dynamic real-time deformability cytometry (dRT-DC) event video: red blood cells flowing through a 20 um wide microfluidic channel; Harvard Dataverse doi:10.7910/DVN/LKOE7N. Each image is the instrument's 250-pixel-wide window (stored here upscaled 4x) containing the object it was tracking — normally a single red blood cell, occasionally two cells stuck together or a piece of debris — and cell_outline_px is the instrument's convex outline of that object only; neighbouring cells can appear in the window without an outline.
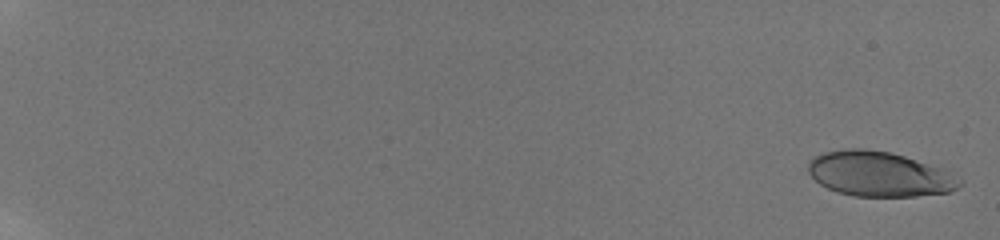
{"species": "human", "species_latin": "Homo sapiens", "temperature_condition": "room temperature", "stored_images_in_passage": 59, "camera_frame_rate_fps": 3000, "um_per_image_px": 0.085, "donor": {"sex": "male"}, "frame": {"image": 1, "passage_image": 2, "time_ms": 0.333, "image_size_px": [1000, 240], "cell_outline_px": [[964, 184], [952, 192], [916, 196], [852, 196], [836, 192], [820, 184], [808, 172], [808, 164], [816, 156], [824, 152], [844, 148], [864, 148], [892, 152], [940, 168], [964, 180]], "centroid_in_image_um": [74.76, 14.8], "position_along_channel_um": 10.2, "area_um2": 39.77}}
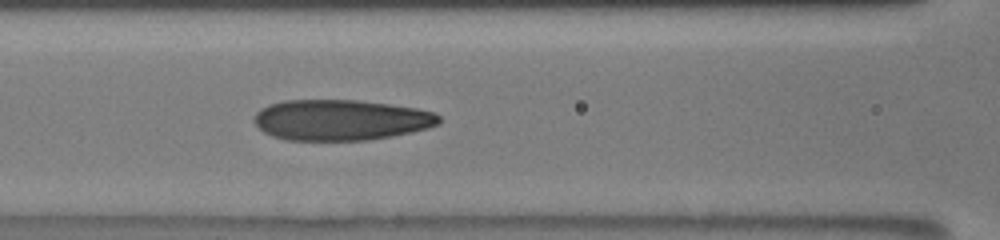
{"frame": {"image": 2, "passage_image": 31, "time_ms": 10.0, "image_size_px": [1000, 240], "cell_outline_px": [[440, 124], [428, 128], [412, 132], [392, 136], [368, 140], [288, 140], [272, 136], [264, 132], [252, 120], [256, 112], [260, 108], [268, 104], [284, 100], [356, 100], [388, 104], [416, 108], [436, 112], [440, 116]], "centroid_in_image_um": [28.97, 10.19], "position_along_channel_um": 137.6, "area_um2": 44.1}}
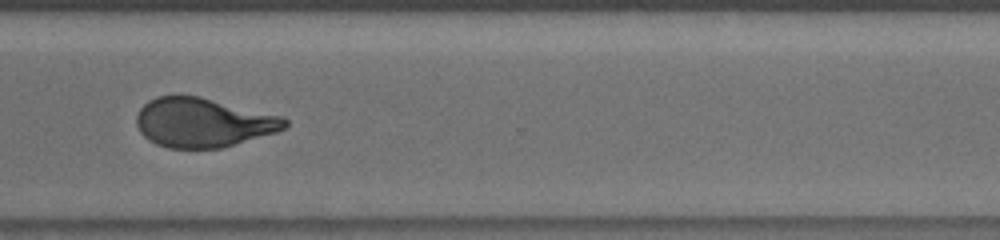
{"frame": {"image": 3, "passage_image": 48, "time_ms": 15.667, "image_size_px": [1000, 240], "cell_outline_px": [[288, 124], [284, 128], [276, 132], [220, 148], [168, 148], [156, 144], [148, 140], [140, 132], [136, 124], [136, 116], [140, 108], [148, 100], [156, 96], [200, 96], [284, 116], [288, 120]], "centroid_in_image_um": [17.25, 10.41], "position_along_channel_um": 353.3, "area_um2": 42.66}, "authors_computed_cell_mechanics": {"area_um2": 42.1362, "velocity_mm_per_s": 3.8118, "shape_relaxation_time_tau1_ms": 5.8787, "shape_relaxation_time_tau2_ms": 1.0268, "deformation_change_tau1": 0.2166, "deformation_change_tau2": 0.0813}}